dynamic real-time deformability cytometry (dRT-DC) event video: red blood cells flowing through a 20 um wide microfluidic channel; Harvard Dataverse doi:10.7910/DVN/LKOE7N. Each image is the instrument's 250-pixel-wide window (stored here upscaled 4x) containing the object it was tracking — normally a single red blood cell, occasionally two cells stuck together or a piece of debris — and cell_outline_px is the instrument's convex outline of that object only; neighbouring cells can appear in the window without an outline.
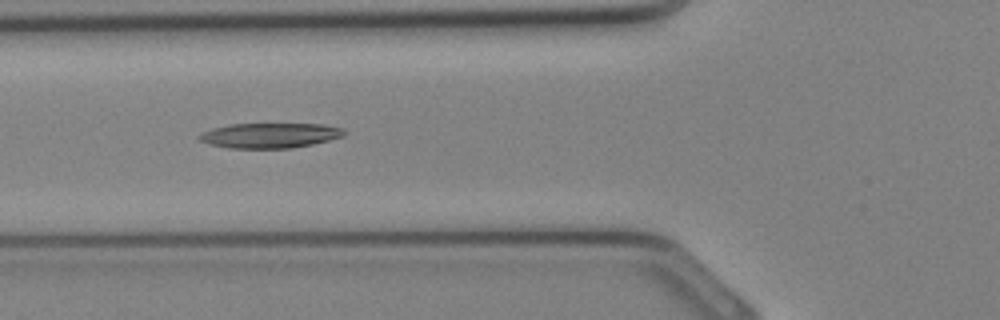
{"species": "Egyptian fruit bat (a non-hibernating species)", "species_latin": "Rousettus aegyptiacus", "temperature_condition": "cold", "stored_images_in_passage": 16, "camera_frame_rate_fps": 3000, "um_per_image_px": 0.085, "animal": {"sex": "female"}, "frame": {"image": 1, "passage_image": 12, "time_ms": 3.667, "image_size_px": [1000, 320], "cell_outline_px": [[348, 132], [344, 136], [312, 144], [292, 148], [228, 148], [208, 144], [200, 140], [196, 136], [200, 132], [212, 128], [228, 124], [324, 124], [344, 128]], "centroid_in_image_um": [22.92, 11.51], "position_along_channel_um": 102.9, "area_um2": 21.39}}
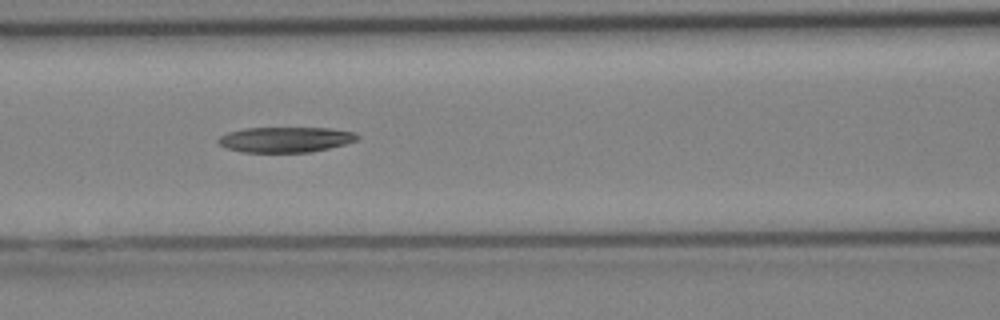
{"frame": {"image": 2, "passage_image": 14, "time_ms": 4.333, "image_size_px": [1000, 320], "cell_outline_px": [[360, 136], [356, 140], [344, 144], [312, 152], [244, 152], [228, 148], [220, 144], [216, 140], [220, 136], [228, 132], [244, 128], [328, 128], [352, 132]], "centroid_in_image_um": [24.24, 11.86], "position_along_channel_um": 142.4, "area_um2": 20.35}}